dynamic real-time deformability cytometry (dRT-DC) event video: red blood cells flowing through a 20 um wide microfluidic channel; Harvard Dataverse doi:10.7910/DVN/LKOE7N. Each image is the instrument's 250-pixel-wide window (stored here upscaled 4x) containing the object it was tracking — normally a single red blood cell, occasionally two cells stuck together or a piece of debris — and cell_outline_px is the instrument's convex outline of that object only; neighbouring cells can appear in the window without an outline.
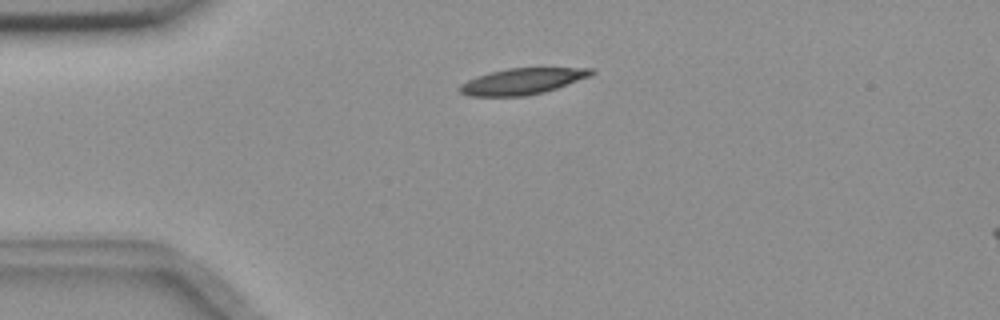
{"species": "common noctule bat (a hibernating species)", "species_latin": "Nyctalus noctula", "temperature_condition": "room temperature", "stored_images_in_passage": 43, "camera_frame_rate_fps": 3000, "um_per_image_px": 0.085, "animal": {"sex": "female", "body_mass_g": 18.4}, "frame": {"image": 1, "passage_image": 1, "time_ms": 0.0, "image_size_px": [1000, 320], "cell_outline_px": [[596, 72], [588, 76], [556, 88], [544, 92], [528, 96], [468, 96], [460, 92], [456, 88], [460, 84], [476, 76], [488, 72], [508, 68], [596, 68]], "centroid_in_image_um": [44.34, 6.91], "position_along_channel_um": 40.7, "area_um2": 20.06}}
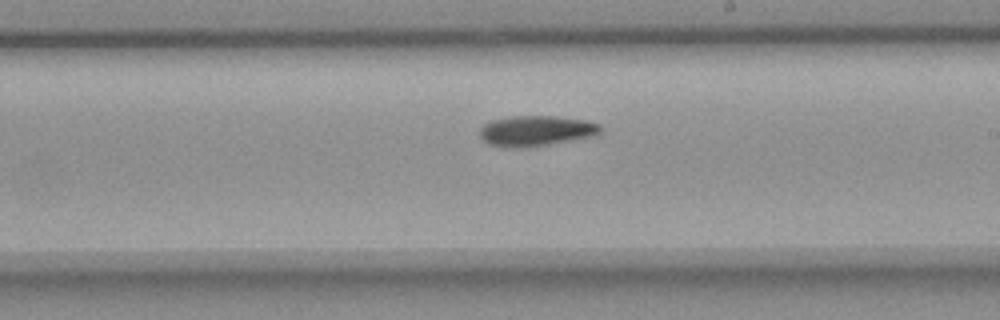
{"frame": {"image": 2, "passage_image": 20, "time_ms": 6.333, "image_size_px": [1000, 320], "cell_outline_px": [[604, 128], [600, 132], [592, 136], [528, 148], [516, 148], [488, 144], [480, 136], [480, 128], [484, 124], [492, 120], [512, 116], [556, 116], [588, 120], [600, 124]], "centroid_in_image_um": [45.59, 11.11], "position_along_channel_um": 243.4, "area_um2": 21.5}}
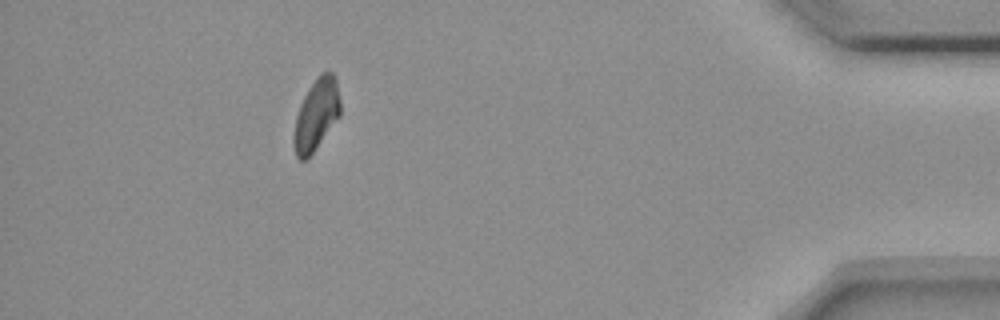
{"frame": {"image": 3, "passage_image": 38, "time_ms": 12.333, "image_size_px": [1000, 320], "cell_outline_px": [[340, 116], [312, 152], [304, 160], [300, 160], [296, 156], [292, 140], [292, 136], [296, 116], [300, 104], [308, 88], [316, 76], [320, 72], [332, 72], [336, 76], [340, 100]], "centroid_in_image_um": [26.88, 9.7], "position_along_channel_um": 408.3, "area_um2": 19.42}, "authors_computed_cell_mechanics": {"area_um2": 20.5768, "velocity_mm_per_s": 3.637, "shape_relaxation_time_tau1_ms": 9.7179, "shape_relaxation_time_tau2_ms": null, "deformation_change_tau1": 0.1978, "deformation_change_tau2": null}}